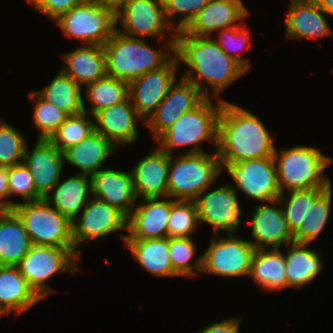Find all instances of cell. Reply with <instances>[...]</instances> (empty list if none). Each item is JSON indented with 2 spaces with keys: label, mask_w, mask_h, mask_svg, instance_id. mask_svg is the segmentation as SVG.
<instances>
[{
  "label": "cell",
  "mask_w": 333,
  "mask_h": 333,
  "mask_svg": "<svg viewBox=\"0 0 333 333\" xmlns=\"http://www.w3.org/2000/svg\"><path fill=\"white\" fill-rule=\"evenodd\" d=\"M174 56L179 64L183 62L189 67L180 77L194 84L205 98L213 100L247 72L213 37L192 36L183 30L175 33ZM204 81L209 84L212 94L202 85Z\"/></svg>",
  "instance_id": "6da1fadb"
},
{
  "label": "cell",
  "mask_w": 333,
  "mask_h": 333,
  "mask_svg": "<svg viewBox=\"0 0 333 333\" xmlns=\"http://www.w3.org/2000/svg\"><path fill=\"white\" fill-rule=\"evenodd\" d=\"M271 136L256 115L231 102H222L216 150L220 162L273 157L276 148Z\"/></svg>",
  "instance_id": "7a4b0ae2"
},
{
  "label": "cell",
  "mask_w": 333,
  "mask_h": 333,
  "mask_svg": "<svg viewBox=\"0 0 333 333\" xmlns=\"http://www.w3.org/2000/svg\"><path fill=\"white\" fill-rule=\"evenodd\" d=\"M174 40L175 33L166 41L170 50L166 49V52L147 45L143 38L130 37L115 30L103 45L107 75L130 83L149 71L160 69L174 55Z\"/></svg>",
  "instance_id": "3957f363"
},
{
  "label": "cell",
  "mask_w": 333,
  "mask_h": 333,
  "mask_svg": "<svg viewBox=\"0 0 333 333\" xmlns=\"http://www.w3.org/2000/svg\"><path fill=\"white\" fill-rule=\"evenodd\" d=\"M217 104L211 98H205L193 110L181 115L155 141L159 148L172 155L175 147H190L186 154L205 152L199 145L201 142H213L215 150L218 146V121L224 99H217Z\"/></svg>",
  "instance_id": "277c9868"
},
{
  "label": "cell",
  "mask_w": 333,
  "mask_h": 333,
  "mask_svg": "<svg viewBox=\"0 0 333 333\" xmlns=\"http://www.w3.org/2000/svg\"><path fill=\"white\" fill-rule=\"evenodd\" d=\"M279 152L275 149L273 157L281 194L284 193V190H306L331 186L329 177L323 173L333 162V158L322 154L319 148L300 145L279 150Z\"/></svg>",
  "instance_id": "5b68a950"
},
{
  "label": "cell",
  "mask_w": 333,
  "mask_h": 333,
  "mask_svg": "<svg viewBox=\"0 0 333 333\" xmlns=\"http://www.w3.org/2000/svg\"><path fill=\"white\" fill-rule=\"evenodd\" d=\"M217 154L207 152L170 155L168 197L175 201H196L201 193L211 188L222 172ZM175 198V199H174Z\"/></svg>",
  "instance_id": "8992f818"
},
{
  "label": "cell",
  "mask_w": 333,
  "mask_h": 333,
  "mask_svg": "<svg viewBox=\"0 0 333 333\" xmlns=\"http://www.w3.org/2000/svg\"><path fill=\"white\" fill-rule=\"evenodd\" d=\"M20 217L33 245L74 247L72 222L45 199L16 202Z\"/></svg>",
  "instance_id": "52a82bcc"
},
{
  "label": "cell",
  "mask_w": 333,
  "mask_h": 333,
  "mask_svg": "<svg viewBox=\"0 0 333 333\" xmlns=\"http://www.w3.org/2000/svg\"><path fill=\"white\" fill-rule=\"evenodd\" d=\"M77 260L80 257L75 247L33 245L17 267L28 285L43 300L54 292L46 281L63 271L73 273L80 269Z\"/></svg>",
  "instance_id": "ba28073f"
},
{
  "label": "cell",
  "mask_w": 333,
  "mask_h": 333,
  "mask_svg": "<svg viewBox=\"0 0 333 333\" xmlns=\"http://www.w3.org/2000/svg\"><path fill=\"white\" fill-rule=\"evenodd\" d=\"M54 22L65 36L86 45L103 46L116 30L115 13L92 0H83Z\"/></svg>",
  "instance_id": "9c48e42d"
},
{
  "label": "cell",
  "mask_w": 333,
  "mask_h": 333,
  "mask_svg": "<svg viewBox=\"0 0 333 333\" xmlns=\"http://www.w3.org/2000/svg\"><path fill=\"white\" fill-rule=\"evenodd\" d=\"M234 180L236 191L259 202L278 200L281 191L278 186L277 169L274 157L250 159L235 162H220Z\"/></svg>",
  "instance_id": "30bf717a"
},
{
  "label": "cell",
  "mask_w": 333,
  "mask_h": 333,
  "mask_svg": "<svg viewBox=\"0 0 333 333\" xmlns=\"http://www.w3.org/2000/svg\"><path fill=\"white\" fill-rule=\"evenodd\" d=\"M212 236L210 245L202 254V271L221 277L249 276L251 261L256 248L248 240L235 233L216 239Z\"/></svg>",
  "instance_id": "8fae6325"
},
{
  "label": "cell",
  "mask_w": 333,
  "mask_h": 333,
  "mask_svg": "<svg viewBox=\"0 0 333 333\" xmlns=\"http://www.w3.org/2000/svg\"><path fill=\"white\" fill-rule=\"evenodd\" d=\"M117 23L123 28L120 33L137 38H158L162 40L176 30L168 23L163 0H126L115 13ZM172 28V29H171Z\"/></svg>",
  "instance_id": "7c38bea8"
},
{
  "label": "cell",
  "mask_w": 333,
  "mask_h": 333,
  "mask_svg": "<svg viewBox=\"0 0 333 333\" xmlns=\"http://www.w3.org/2000/svg\"><path fill=\"white\" fill-rule=\"evenodd\" d=\"M127 220L128 217L119 209L91 196L81 214L72 221L75 252L80 257L78 245L81 246L84 241H96L121 229L127 230Z\"/></svg>",
  "instance_id": "4fadbf2b"
},
{
  "label": "cell",
  "mask_w": 333,
  "mask_h": 333,
  "mask_svg": "<svg viewBox=\"0 0 333 333\" xmlns=\"http://www.w3.org/2000/svg\"><path fill=\"white\" fill-rule=\"evenodd\" d=\"M201 193L195 201L199 222L211 225L214 234L219 231L235 233L242 224L241 208L234 185L227 183L219 188Z\"/></svg>",
  "instance_id": "5bb4252c"
},
{
  "label": "cell",
  "mask_w": 333,
  "mask_h": 333,
  "mask_svg": "<svg viewBox=\"0 0 333 333\" xmlns=\"http://www.w3.org/2000/svg\"><path fill=\"white\" fill-rule=\"evenodd\" d=\"M179 63L173 57L160 69L149 71L129 83V97L138 115L146 122L176 82Z\"/></svg>",
  "instance_id": "9a60e30c"
},
{
  "label": "cell",
  "mask_w": 333,
  "mask_h": 333,
  "mask_svg": "<svg viewBox=\"0 0 333 333\" xmlns=\"http://www.w3.org/2000/svg\"><path fill=\"white\" fill-rule=\"evenodd\" d=\"M179 80V81H178ZM170 87L167 95L144 126L151 132L154 140L164 133L181 115L197 107L205 97L191 82L182 78Z\"/></svg>",
  "instance_id": "2e32d148"
},
{
  "label": "cell",
  "mask_w": 333,
  "mask_h": 333,
  "mask_svg": "<svg viewBox=\"0 0 333 333\" xmlns=\"http://www.w3.org/2000/svg\"><path fill=\"white\" fill-rule=\"evenodd\" d=\"M143 198L128 216L129 234H120L125 239H160L168 237V219L171 212V198Z\"/></svg>",
  "instance_id": "e0dca14e"
},
{
  "label": "cell",
  "mask_w": 333,
  "mask_h": 333,
  "mask_svg": "<svg viewBox=\"0 0 333 333\" xmlns=\"http://www.w3.org/2000/svg\"><path fill=\"white\" fill-rule=\"evenodd\" d=\"M278 200L267 204L256 205L251 219V234L256 240L250 241L256 249L280 248L295 242V237L290 230L282 206L276 204Z\"/></svg>",
  "instance_id": "ac0fdd59"
},
{
  "label": "cell",
  "mask_w": 333,
  "mask_h": 333,
  "mask_svg": "<svg viewBox=\"0 0 333 333\" xmlns=\"http://www.w3.org/2000/svg\"><path fill=\"white\" fill-rule=\"evenodd\" d=\"M64 154L48 139H38L30 152L26 146L23 163L31 172L36 192L44 198L59 182Z\"/></svg>",
  "instance_id": "d6986e66"
},
{
  "label": "cell",
  "mask_w": 333,
  "mask_h": 333,
  "mask_svg": "<svg viewBox=\"0 0 333 333\" xmlns=\"http://www.w3.org/2000/svg\"><path fill=\"white\" fill-rule=\"evenodd\" d=\"M242 0H210L183 31L192 36L210 37L220 29L236 27L250 15Z\"/></svg>",
  "instance_id": "ffe728a7"
},
{
  "label": "cell",
  "mask_w": 333,
  "mask_h": 333,
  "mask_svg": "<svg viewBox=\"0 0 333 333\" xmlns=\"http://www.w3.org/2000/svg\"><path fill=\"white\" fill-rule=\"evenodd\" d=\"M95 131L107 138L116 148L136 142L138 131L136 122H145L136 112L130 97L119 104L98 111L94 116Z\"/></svg>",
  "instance_id": "44dd1931"
},
{
  "label": "cell",
  "mask_w": 333,
  "mask_h": 333,
  "mask_svg": "<svg viewBox=\"0 0 333 333\" xmlns=\"http://www.w3.org/2000/svg\"><path fill=\"white\" fill-rule=\"evenodd\" d=\"M92 196L110 206L116 207L127 217L136 207L137 196L131 171L125 172L111 168L100 169L90 176Z\"/></svg>",
  "instance_id": "7402d4cb"
},
{
  "label": "cell",
  "mask_w": 333,
  "mask_h": 333,
  "mask_svg": "<svg viewBox=\"0 0 333 333\" xmlns=\"http://www.w3.org/2000/svg\"><path fill=\"white\" fill-rule=\"evenodd\" d=\"M169 166L170 155L160 148L140 159L131 170L137 198L168 197Z\"/></svg>",
  "instance_id": "603a6c76"
},
{
  "label": "cell",
  "mask_w": 333,
  "mask_h": 333,
  "mask_svg": "<svg viewBox=\"0 0 333 333\" xmlns=\"http://www.w3.org/2000/svg\"><path fill=\"white\" fill-rule=\"evenodd\" d=\"M286 15L287 39H320L332 37L333 32L316 0H290Z\"/></svg>",
  "instance_id": "cb8c5ba5"
},
{
  "label": "cell",
  "mask_w": 333,
  "mask_h": 333,
  "mask_svg": "<svg viewBox=\"0 0 333 333\" xmlns=\"http://www.w3.org/2000/svg\"><path fill=\"white\" fill-rule=\"evenodd\" d=\"M62 71L81 87L107 75L106 55L101 45H84L62 56Z\"/></svg>",
  "instance_id": "d4e9b609"
},
{
  "label": "cell",
  "mask_w": 333,
  "mask_h": 333,
  "mask_svg": "<svg viewBox=\"0 0 333 333\" xmlns=\"http://www.w3.org/2000/svg\"><path fill=\"white\" fill-rule=\"evenodd\" d=\"M90 194V176L77 173L62 182L59 180L44 198L72 222L91 199Z\"/></svg>",
  "instance_id": "484cf974"
},
{
  "label": "cell",
  "mask_w": 333,
  "mask_h": 333,
  "mask_svg": "<svg viewBox=\"0 0 333 333\" xmlns=\"http://www.w3.org/2000/svg\"><path fill=\"white\" fill-rule=\"evenodd\" d=\"M41 298L28 285L17 266L0 265V306L15 317L41 302Z\"/></svg>",
  "instance_id": "4316f807"
},
{
  "label": "cell",
  "mask_w": 333,
  "mask_h": 333,
  "mask_svg": "<svg viewBox=\"0 0 333 333\" xmlns=\"http://www.w3.org/2000/svg\"><path fill=\"white\" fill-rule=\"evenodd\" d=\"M33 246L14 210L0 211V265L17 266Z\"/></svg>",
  "instance_id": "83f0119b"
},
{
  "label": "cell",
  "mask_w": 333,
  "mask_h": 333,
  "mask_svg": "<svg viewBox=\"0 0 333 333\" xmlns=\"http://www.w3.org/2000/svg\"><path fill=\"white\" fill-rule=\"evenodd\" d=\"M117 148L102 134L94 131L87 138L66 149L64 161L80 169L79 174L93 175Z\"/></svg>",
  "instance_id": "f1b7e54d"
},
{
  "label": "cell",
  "mask_w": 333,
  "mask_h": 333,
  "mask_svg": "<svg viewBox=\"0 0 333 333\" xmlns=\"http://www.w3.org/2000/svg\"><path fill=\"white\" fill-rule=\"evenodd\" d=\"M249 276L264 291L288 288L284 252H281L280 248L256 249Z\"/></svg>",
  "instance_id": "f546056e"
},
{
  "label": "cell",
  "mask_w": 333,
  "mask_h": 333,
  "mask_svg": "<svg viewBox=\"0 0 333 333\" xmlns=\"http://www.w3.org/2000/svg\"><path fill=\"white\" fill-rule=\"evenodd\" d=\"M127 247L140 266L155 276H179L172 267L169 237L160 239H125Z\"/></svg>",
  "instance_id": "4dcf8cb0"
},
{
  "label": "cell",
  "mask_w": 333,
  "mask_h": 333,
  "mask_svg": "<svg viewBox=\"0 0 333 333\" xmlns=\"http://www.w3.org/2000/svg\"><path fill=\"white\" fill-rule=\"evenodd\" d=\"M284 252L288 287L302 288L314 280L324 266L317 250L308 248L307 243L292 242Z\"/></svg>",
  "instance_id": "1f68e13d"
},
{
  "label": "cell",
  "mask_w": 333,
  "mask_h": 333,
  "mask_svg": "<svg viewBox=\"0 0 333 333\" xmlns=\"http://www.w3.org/2000/svg\"><path fill=\"white\" fill-rule=\"evenodd\" d=\"M81 91V86L60 69L46 87L35 93L70 116L84 111Z\"/></svg>",
  "instance_id": "d6a6232c"
},
{
  "label": "cell",
  "mask_w": 333,
  "mask_h": 333,
  "mask_svg": "<svg viewBox=\"0 0 333 333\" xmlns=\"http://www.w3.org/2000/svg\"><path fill=\"white\" fill-rule=\"evenodd\" d=\"M85 95L91 107L87 109L86 100H83V109L93 117L98 111L126 101L129 98V82L106 75L86 85Z\"/></svg>",
  "instance_id": "836d02e7"
},
{
  "label": "cell",
  "mask_w": 333,
  "mask_h": 333,
  "mask_svg": "<svg viewBox=\"0 0 333 333\" xmlns=\"http://www.w3.org/2000/svg\"><path fill=\"white\" fill-rule=\"evenodd\" d=\"M328 188H311L306 190H292L287 197L284 193L278 198L285 219L293 234H295L306 222L310 207Z\"/></svg>",
  "instance_id": "e575fe53"
},
{
  "label": "cell",
  "mask_w": 333,
  "mask_h": 333,
  "mask_svg": "<svg viewBox=\"0 0 333 333\" xmlns=\"http://www.w3.org/2000/svg\"><path fill=\"white\" fill-rule=\"evenodd\" d=\"M89 115V113L83 111L68 116L48 140L61 152L78 144L95 131V122L91 120Z\"/></svg>",
  "instance_id": "d590c367"
},
{
  "label": "cell",
  "mask_w": 333,
  "mask_h": 333,
  "mask_svg": "<svg viewBox=\"0 0 333 333\" xmlns=\"http://www.w3.org/2000/svg\"><path fill=\"white\" fill-rule=\"evenodd\" d=\"M331 186L314 202L310 207L306 222H303L301 228L294 234L295 242L309 244L317 238L327 225L331 213L332 203Z\"/></svg>",
  "instance_id": "8d00e7d4"
},
{
  "label": "cell",
  "mask_w": 333,
  "mask_h": 333,
  "mask_svg": "<svg viewBox=\"0 0 333 333\" xmlns=\"http://www.w3.org/2000/svg\"><path fill=\"white\" fill-rule=\"evenodd\" d=\"M196 247L192 237H169V252L173 270L183 277H195L202 271V255L198 257L193 266L191 261L195 256Z\"/></svg>",
  "instance_id": "74e56055"
},
{
  "label": "cell",
  "mask_w": 333,
  "mask_h": 333,
  "mask_svg": "<svg viewBox=\"0 0 333 333\" xmlns=\"http://www.w3.org/2000/svg\"><path fill=\"white\" fill-rule=\"evenodd\" d=\"M198 209L195 201H175L171 199V212L168 219V237H192L199 226Z\"/></svg>",
  "instance_id": "f35d334b"
},
{
  "label": "cell",
  "mask_w": 333,
  "mask_h": 333,
  "mask_svg": "<svg viewBox=\"0 0 333 333\" xmlns=\"http://www.w3.org/2000/svg\"><path fill=\"white\" fill-rule=\"evenodd\" d=\"M29 98L34 104L33 125L40 130L38 139H49L69 115L41 99L35 92H30Z\"/></svg>",
  "instance_id": "ab89813d"
},
{
  "label": "cell",
  "mask_w": 333,
  "mask_h": 333,
  "mask_svg": "<svg viewBox=\"0 0 333 333\" xmlns=\"http://www.w3.org/2000/svg\"><path fill=\"white\" fill-rule=\"evenodd\" d=\"M15 127L0 121V166L12 167L23 163L27 142Z\"/></svg>",
  "instance_id": "60d3db41"
},
{
  "label": "cell",
  "mask_w": 333,
  "mask_h": 333,
  "mask_svg": "<svg viewBox=\"0 0 333 333\" xmlns=\"http://www.w3.org/2000/svg\"><path fill=\"white\" fill-rule=\"evenodd\" d=\"M243 25L218 30V38L214 41L248 71L251 68L248 60L240 56L251 46L250 32Z\"/></svg>",
  "instance_id": "b9f144b4"
},
{
  "label": "cell",
  "mask_w": 333,
  "mask_h": 333,
  "mask_svg": "<svg viewBox=\"0 0 333 333\" xmlns=\"http://www.w3.org/2000/svg\"><path fill=\"white\" fill-rule=\"evenodd\" d=\"M209 1L210 0H163L166 19L176 31L183 30ZM178 16L181 17V20L176 22Z\"/></svg>",
  "instance_id": "7bdbcfd3"
},
{
  "label": "cell",
  "mask_w": 333,
  "mask_h": 333,
  "mask_svg": "<svg viewBox=\"0 0 333 333\" xmlns=\"http://www.w3.org/2000/svg\"><path fill=\"white\" fill-rule=\"evenodd\" d=\"M8 188L10 198L12 195H19L23 198V202L42 198L36 192L31 172L24 163L8 167Z\"/></svg>",
  "instance_id": "ee69618b"
},
{
  "label": "cell",
  "mask_w": 333,
  "mask_h": 333,
  "mask_svg": "<svg viewBox=\"0 0 333 333\" xmlns=\"http://www.w3.org/2000/svg\"><path fill=\"white\" fill-rule=\"evenodd\" d=\"M83 0H27L32 7L45 16L57 20L62 14L68 12Z\"/></svg>",
  "instance_id": "f6af8a7d"
},
{
  "label": "cell",
  "mask_w": 333,
  "mask_h": 333,
  "mask_svg": "<svg viewBox=\"0 0 333 333\" xmlns=\"http://www.w3.org/2000/svg\"><path fill=\"white\" fill-rule=\"evenodd\" d=\"M242 317H233L223 321L212 322L209 326L203 327L197 333H239V325Z\"/></svg>",
  "instance_id": "bcb514c9"
},
{
  "label": "cell",
  "mask_w": 333,
  "mask_h": 333,
  "mask_svg": "<svg viewBox=\"0 0 333 333\" xmlns=\"http://www.w3.org/2000/svg\"><path fill=\"white\" fill-rule=\"evenodd\" d=\"M9 198L8 167L0 166V211L14 209L16 201L14 202Z\"/></svg>",
  "instance_id": "7dc6e473"
},
{
  "label": "cell",
  "mask_w": 333,
  "mask_h": 333,
  "mask_svg": "<svg viewBox=\"0 0 333 333\" xmlns=\"http://www.w3.org/2000/svg\"><path fill=\"white\" fill-rule=\"evenodd\" d=\"M92 1L116 13L124 5L126 0H92Z\"/></svg>",
  "instance_id": "c3c4849f"
},
{
  "label": "cell",
  "mask_w": 333,
  "mask_h": 333,
  "mask_svg": "<svg viewBox=\"0 0 333 333\" xmlns=\"http://www.w3.org/2000/svg\"><path fill=\"white\" fill-rule=\"evenodd\" d=\"M318 5L323 11H325L328 16L333 17V0H316Z\"/></svg>",
  "instance_id": "681fc988"
},
{
  "label": "cell",
  "mask_w": 333,
  "mask_h": 333,
  "mask_svg": "<svg viewBox=\"0 0 333 333\" xmlns=\"http://www.w3.org/2000/svg\"><path fill=\"white\" fill-rule=\"evenodd\" d=\"M8 315V313L0 306V316Z\"/></svg>",
  "instance_id": "f907efd6"
}]
</instances>
